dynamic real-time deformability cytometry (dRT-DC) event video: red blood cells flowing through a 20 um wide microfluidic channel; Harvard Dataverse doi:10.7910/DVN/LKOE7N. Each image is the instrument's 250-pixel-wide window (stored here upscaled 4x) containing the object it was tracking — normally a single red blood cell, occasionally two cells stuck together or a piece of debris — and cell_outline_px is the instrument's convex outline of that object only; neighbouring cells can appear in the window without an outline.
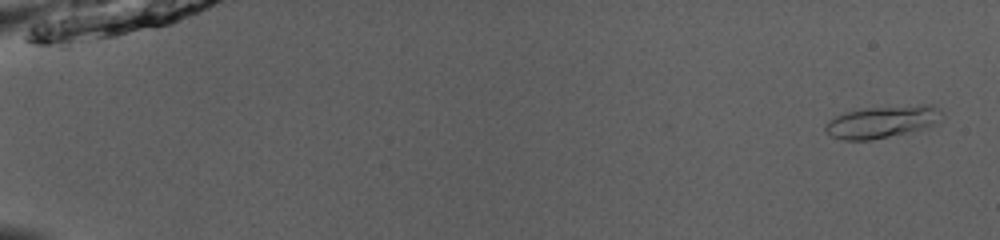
{"species": "common noctule bat (a hibernating species)", "species_latin": "Nyctalus noctula", "temperature_condition": "room temperature", "stored_images_in_passage": 52, "camera_frame_rate_fps": 3000, "um_per_image_px": 0.085, "animal": {"sex": "male", "body_mass_g": 13.0, "forearm_length_mm": 53.1}, "frame": {"image": 1, "passage_image": 2, "time_ms": 0.333, "image_size_px": [1000, 240], "cell_outline_px": [[944, 116], [936, 124], [928, 128], [912, 132], [872, 140], [844, 140], [832, 136], [824, 132], [824, 124], [836, 116], [844, 112], [864, 108], [920, 104], [936, 104], [944, 112]], "centroid_in_image_um": [75.07, 10.34], "position_along_channel_um": 9.9, "area_um2": 22.54}}
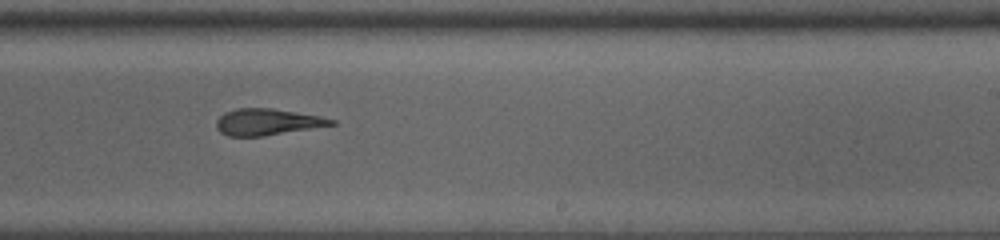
{"frame": {"image": 2, "passage_image": 34, "time_ms": 11.0, "image_size_px": [1000, 240], "cell_outline_px": [[336, 124], [264, 136], [228, 136], [220, 132], [216, 128], [216, 120], [224, 112], [236, 108], [272, 108], [320, 116], [336, 120]], "centroid_in_image_um": [22.69, 10.36], "position_along_channel_um": 266.3, "area_um2": 17.69}}
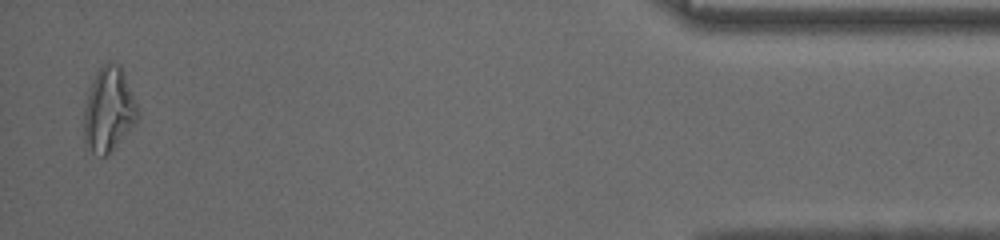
{"frame": {"image": 3, "passage_image": 51, "time_ms": 16.667, "image_size_px": [1000, 240], "cell_outline_px": [[140, 116], [136, 124], [108, 156], [100, 156], [92, 152], [84, 144], [84, 104], [92, 80], [96, 72], [108, 60], [120, 64], [124, 72], [140, 112]], "centroid_in_image_um": [9.25, 9.34], "position_along_channel_um": 425.9, "area_um2": 27.05}, "authors_computed_cell_mechanics": {"area_um2": 19.1318, "velocity_mm_per_s": 3.9705, "shape_relaxation_time_tau1_ms": 5.1123, "shape_relaxation_time_tau2_ms": 2.2818, "deformation_change_tau1": 0.1743, "deformation_change_tau2": 0.1299}}